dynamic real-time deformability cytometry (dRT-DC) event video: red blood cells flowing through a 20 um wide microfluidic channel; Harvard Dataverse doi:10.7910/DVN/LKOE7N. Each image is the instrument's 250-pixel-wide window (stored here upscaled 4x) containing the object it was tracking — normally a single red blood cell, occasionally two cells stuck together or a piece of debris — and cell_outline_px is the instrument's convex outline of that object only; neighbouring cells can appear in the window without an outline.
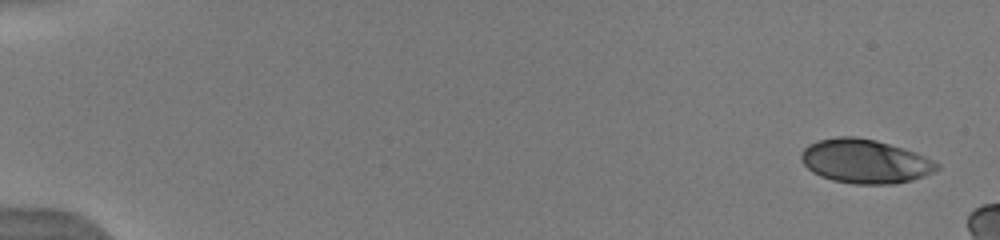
{"species": "human", "species_latin": "Homo sapiens", "temperature_condition": "warm", "stored_images_in_passage": 9, "camera_frame_rate_fps": 3000, "um_per_image_px": 0.085, "donor": {"sex": "male"}, "frame": {"image": 1, "passage_image": 1, "time_ms": 0.0, "image_size_px": [1000, 240], "cell_outline_px": [[940, 168], [936, 172], [912, 180], [896, 184], [852, 184], [832, 180], [820, 176], [812, 172], [800, 160], [800, 152], [808, 144], [816, 140], [836, 136], [856, 136], [876, 140], [916, 152], [940, 164]], "centroid_in_image_um": [73.51, 13.71], "position_along_channel_um": 11.5, "area_um2": 35.26}}
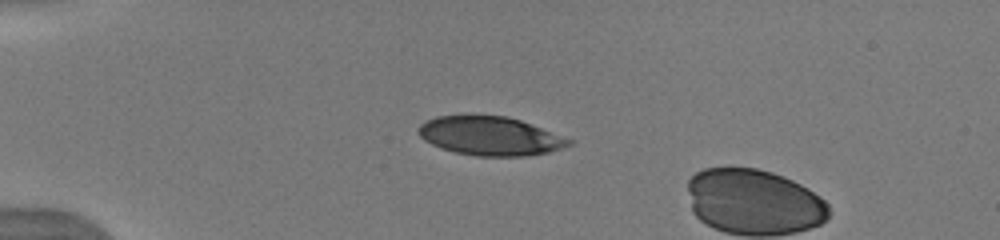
{"frame": {"image": 2, "passage_image": 7, "time_ms": 4.0, "image_size_px": [1000, 240], "cell_outline_px": [[572, 144], [548, 152], [528, 156], [476, 156], [456, 152], [440, 148], [424, 140], [416, 132], [416, 128], [424, 120], [436, 116], [508, 116], [520, 120], [572, 140]], "centroid_in_image_um": [41.59, 11.56], "position_along_channel_um": 43.4, "area_um2": 33.81}}